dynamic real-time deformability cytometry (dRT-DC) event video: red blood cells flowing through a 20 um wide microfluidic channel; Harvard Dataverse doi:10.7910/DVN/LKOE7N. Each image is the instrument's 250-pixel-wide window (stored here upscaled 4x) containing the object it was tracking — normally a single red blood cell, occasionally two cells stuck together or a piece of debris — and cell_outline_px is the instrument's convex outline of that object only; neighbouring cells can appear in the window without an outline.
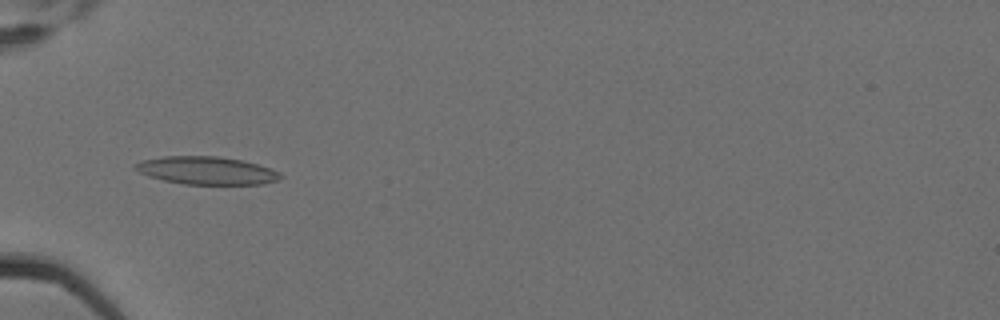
{"species": "Egyptian fruit bat (a non-hibernating species)", "species_latin": "Rousettus aegyptiacus", "temperature_condition": "cold", "stored_images_in_passage": 7, "camera_frame_rate_fps": 3000, "um_per_image_px": 0.085, "animal": {"sex": "female"}, "frame": {"image": 1, "passage_image": 6, "time_ms": 1.667, "image_size_px": [1000, 320], "cell_outline_px": [[284, 176], [276, 180], [264, 184], [184, 184], [164, 180], [148, 176], [132, 168], [132, 164], [140, 160], [164, 156], [216, 156], [240, 160], [256, 164], [280, 172]], "centroid_in_image_um": [17.5, 14.49], "position_along_channel_um": 67.5, "area_um2": 23.52}}
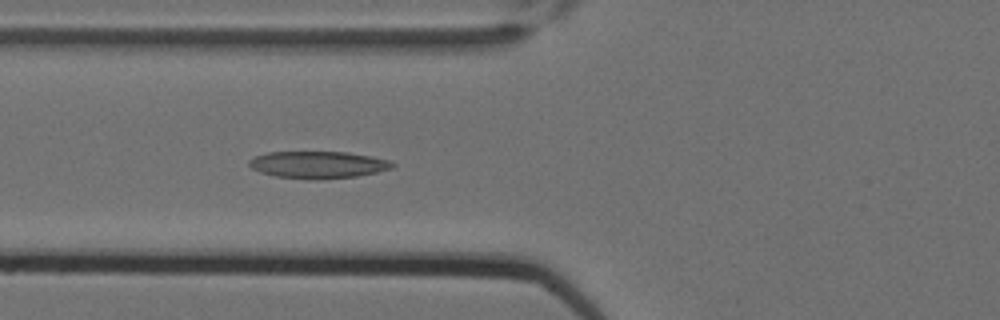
{"frame": {"image": 2, "passage_image": 7, "time_ms": 2.0, "image_size_px": [1000, 320], "cell_outline_px": [[396, 164], [392, 168], [376, 172], [356, 176], [276, 176], [260, 172], [252, 168], [248, 164], [248, 160], [256, 156], [268, 152], [348, 152], [372, 156], [388, 160]], "centroid_in_image_um": [27.04, 13.94], "position_along_channel_um": 98.8, "area_um2": 21.39}}